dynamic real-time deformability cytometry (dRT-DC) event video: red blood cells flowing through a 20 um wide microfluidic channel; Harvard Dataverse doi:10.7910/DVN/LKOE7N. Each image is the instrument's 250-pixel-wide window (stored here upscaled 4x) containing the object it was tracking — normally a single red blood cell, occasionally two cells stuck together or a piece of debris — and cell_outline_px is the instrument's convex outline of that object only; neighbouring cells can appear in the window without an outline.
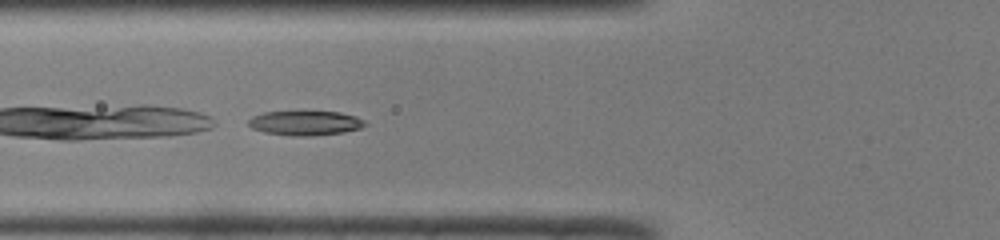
{"species": "common noctule bat (a hibernating species)", "species_latin": "Nyctalus noctula", "temperature_condition": "room temperature", "stored_images_in_passage": 48, "camera_frame_rate_fps": 3000, "um_per_image_px": 0.085, "animal": {"sex": "male", "body_mass_g": 19.0, "forearm_length_mm": 50.8}, "frame": {"image": 1, "passage_image": 19, "time_ms": 6.0, "image_size_px": [1000, 240], "cell_outline_px": [[368, 124], [360, 128], [344, 132], [312, 136], [292, 136], [264, 132], [252, 128], [248, 124], [248, 120], [252, 116], [264, 112], [340, 112], [356, 116], [364, 120]], "centroid_in_image_um": [25.96, 10.46], "position_along_channel_um": 99.8, "area_um2": 16.65}}
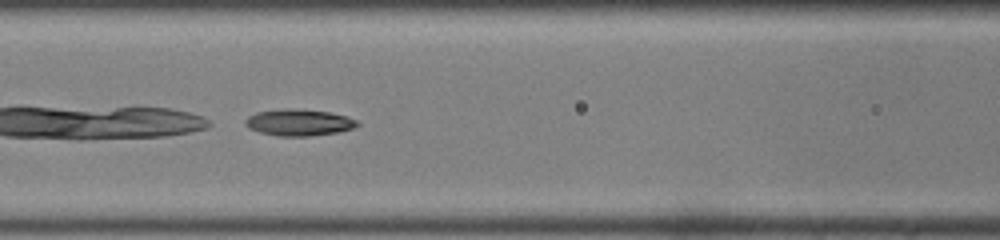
{"frame": {"image": 2, "passage_image": 22, "time_ms": 7.0, "image_size_px": [1000, 240], "cell_outline_px": [[360, 124], [352, 128], [336, 132], [312, 136], [276, 136], [260, 132], [248, 128], [244, 124], [244, 120], [248, 116], [256, 112], [284, 108], [296, 108], [328, 112], [344, 116], [356, 120]], "centroid_in_image_um": [25.34, 10.41], "position_along_channel_um": 141.3, "area_um2": 17.34}}
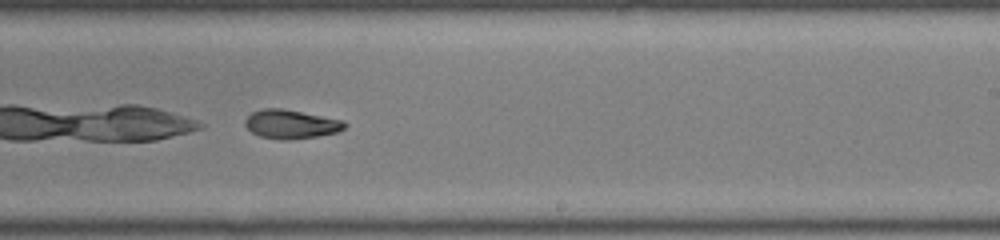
{"frame": {"image": 3, "passage_image": 31, "time_ms": 10.0, "image_size_px": [1000, 240], "cell_outline_px": [[348, 124], [344, 128], [336, 132], [316, 136], [292, 140], [280, 140], [260, 136], [252, 132], [244, 124], [244, 120], [252, 112], [264, 108], [280, 108], [344, 120]], "centroid_in_image_um": [24.72, 10.56], "position_along_channel_um": 264.3, "area_um2": 16.7}}